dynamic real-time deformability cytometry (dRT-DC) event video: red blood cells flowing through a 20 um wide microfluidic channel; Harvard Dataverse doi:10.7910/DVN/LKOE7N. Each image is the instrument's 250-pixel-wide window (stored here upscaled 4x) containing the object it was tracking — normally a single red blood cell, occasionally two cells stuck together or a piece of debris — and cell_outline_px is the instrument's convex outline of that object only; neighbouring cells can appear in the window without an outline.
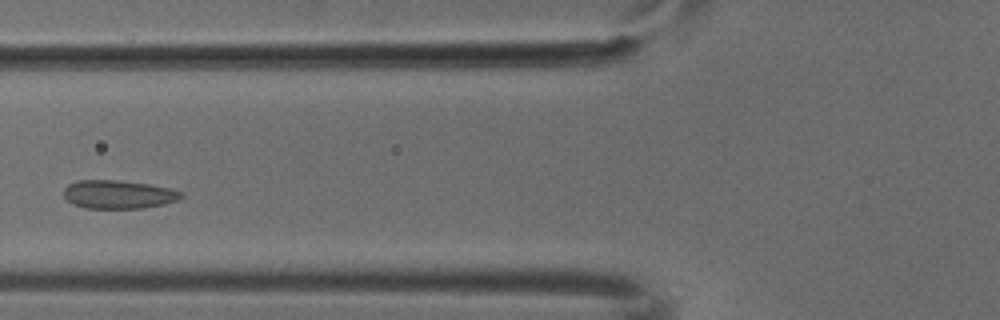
{"species": "common noctule bat (a hibernating species)", "species_latin": "Nyctalus noctula", "temperature_condition": "cold", "stored_images_in_passage": 3, "camera_frame_rate_fps": 3000, "um_per_image_px": 0.085, "animal": {"sex": "male", "body_mass_g": 18.8}, "frame": {"image": 1, "passage_image": 3, "time_ms": 0.667, "image_size_px": [1000, 320], "cell_outline_px": [[184, 196], [176, 200], [164, 204], [144, 208], [88, 208], [76, 204], [68, 200], [64, 196], [64, 188], [68, 184], [80, 180], [120, 180], [148, 184], [168, 188], [184, 192]], "centroid_in_image_um": [10.09, 16.52], "position_along_channel_um": 115.7, "area_um2": 19.31}}